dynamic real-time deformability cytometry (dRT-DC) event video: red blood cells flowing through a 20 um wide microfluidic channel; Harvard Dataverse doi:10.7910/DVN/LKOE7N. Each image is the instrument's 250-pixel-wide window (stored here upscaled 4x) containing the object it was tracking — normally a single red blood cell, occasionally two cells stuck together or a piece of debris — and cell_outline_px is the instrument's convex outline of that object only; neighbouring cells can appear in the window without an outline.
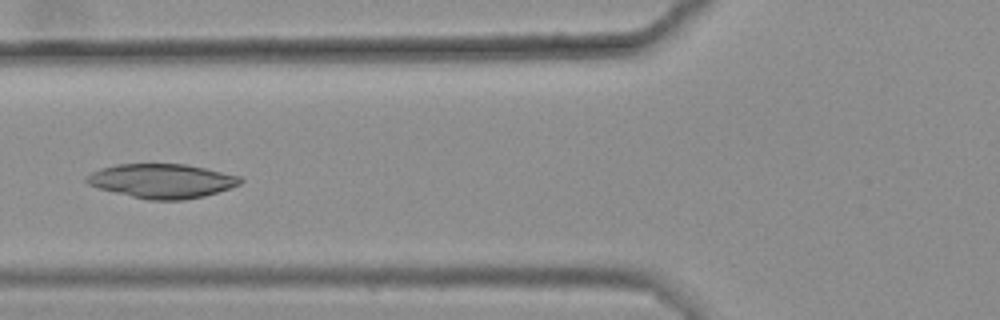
{"species": "common noctule bat (a hibernating species)", "species_latin": "Nyctalus noctula", "temperature_condition": "warm", "stored_images_in_passage": 7, "camera_frame_rate_fps": 3000, "um_per_image_px": 0.085, "animal": {"sex": "female", "body_mass_g": 25.1}, "frame": {"image": 1, "passage_image": 7, "time_ms": 2.0, "image_size_px": [1000, 320], "cell_outline_px": [[244, 180], [240, 184], [204, 196], [184, 200], [148, 200], [100, 188], [88, 184], [84, 180], [92, 172], [100, 168], [116, 164], [184, 164], [204, 168], [240, 176]], "centroid_in_image_um": [13.76, 15.37], "position_along_channel_um": 112.0, "area_um2": 30.35}}